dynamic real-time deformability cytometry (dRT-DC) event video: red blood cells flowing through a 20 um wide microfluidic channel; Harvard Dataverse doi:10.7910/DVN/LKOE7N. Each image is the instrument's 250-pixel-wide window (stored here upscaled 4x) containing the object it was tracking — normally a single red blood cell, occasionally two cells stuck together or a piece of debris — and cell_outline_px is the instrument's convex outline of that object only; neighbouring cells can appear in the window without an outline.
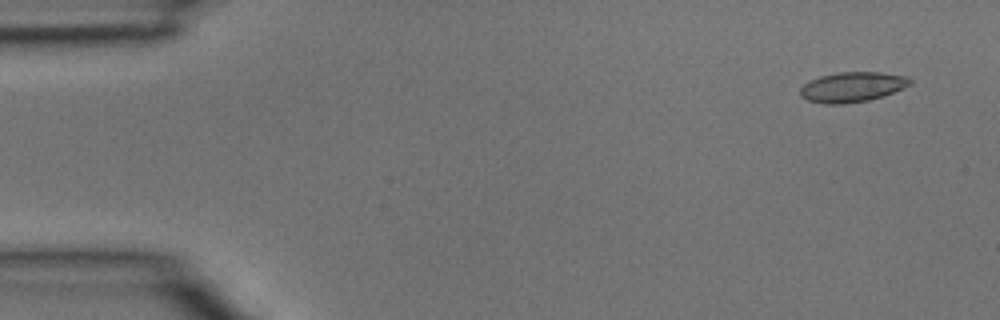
{"species": "common noctule bat (a hibernating species)", "species_latin": "Nyctalus noctula", "temperature_condition": "room temperature", "stored_images_in_passage": 3, "camera_frame_rate_fps": 3000, "um_per_image_px": 0.085, "animal": {"sex": "male", "body_mass_g": 15.6}, "frame": {"image": 1, "passage_image": 1, "time_ms": 0.0, "image_size_px": [1000, 320], "cell_outline_px": [[912, 84], [892, 92], [868, 100], [844, 104], [824, 104], [808, 100], [800, 96], [800, 88], [804, 84], [820, 76], [840, 72], [880, 72], [908, 76], [912, 80]], "centroid_in_image_um": [72.44, 7.39], "position_along_channel_um": 12.6, "area_um2": 19.07}}
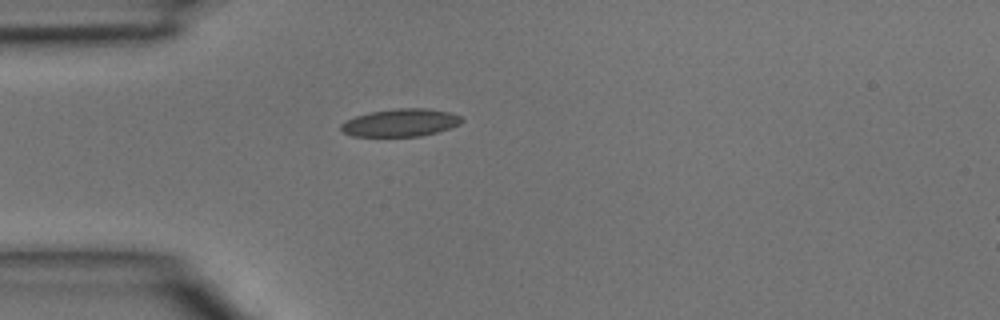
{"frame": {"image": 2, "passage_image": 3, "time_ms": 0.667, "image_size_px": [1000, 320], "cell_outline_px": [[464, 120], [460, 124], [452, 128], [420, 136], [352, 136], [344, 132], [340, 128], [340, 124], [356, 116], [372, 112], [396, 108], [424, 108], [448, 112], [460, 116]], "centroid_in_image_um": [34.07, 10.43], "position_along_channel_um": 50.9, "area_um2": 19.31}}